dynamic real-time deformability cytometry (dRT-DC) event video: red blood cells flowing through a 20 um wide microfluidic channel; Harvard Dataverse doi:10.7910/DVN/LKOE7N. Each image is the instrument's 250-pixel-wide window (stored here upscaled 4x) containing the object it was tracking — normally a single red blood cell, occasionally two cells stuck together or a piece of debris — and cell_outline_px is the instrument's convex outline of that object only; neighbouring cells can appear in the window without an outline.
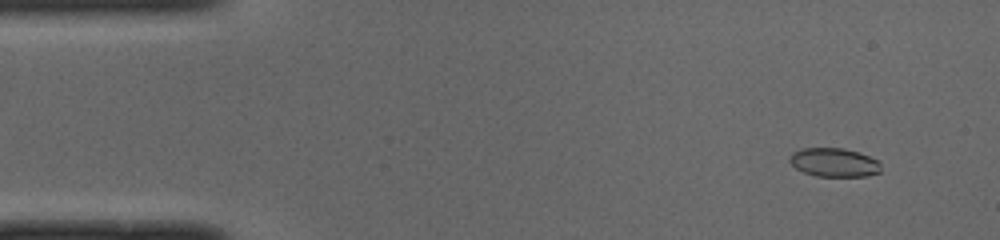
{"species": "common noctule bat (a hibernating species)", "species_latin": "Nyctalus noctula", "temperature_condition": "cold", "stored_images_in_passage": 49, "camera_frame_rate_fps": 3000, "um_per_image_px": 0.085, "animal": {"sex": "male", "body_mass_g": 19.0, "forearm_length_mm": 50.8}, "frame": {"image": 1, "passage_image": 3, "time_ms": 0.667, "image_size_px": [1000, 240], "cell_outline_px": [[880, 172], [868, 176], [816, 176], [804, 172], [796, 168], [788, 160], [788, 156], [792, 152], [800, 148], [844, 148], [880, 160]], "centroid_in_image_um": [70.88, 13.8], "position_along_channel_um": 14.1, "area_um2": 15.37}}
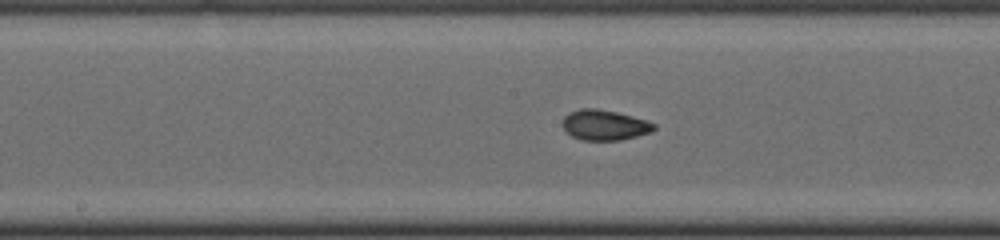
{"frame": {"image": 2, "passage_image": 24, "time_ms": 7.667, "image_size_px": [1000, 240], "cell_outline_px": [[656, 128], [652, 132], [620, 140], [580, 140], [572, 136], [560, 124], [564, 116], [568, 112], [580, 108], [596, 108], [616, 112], [648, 120], [656, 124]], "centroid_in_image_um": [51.37, 10.62], "position_along_channel_um": 196.8, "area_um2": 16.36}}
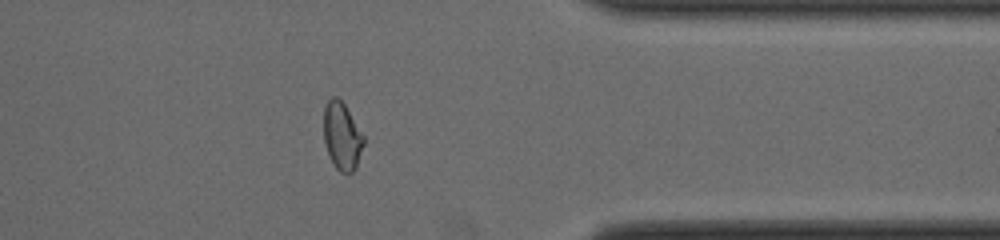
{"frame": {"image": 3, "passage_image": 39, "time_ms": 12.667, "image_size_px": [1000, 240], "cell_outline_px": [[364, 144], [356, 168], [352, 172], [340, 172], [336, 168], [328, 156], [324, 140], [324, 108], [328, 100], [332, 96], [336, 96], [344, 104], [364, 136]], "centroid_in_image_um": [29.06, 11.58], "position_along_channel_um": 382.3, "area_um2": 15.66}, "authors_computed_cell_mechanics": {"area_um2": 16.0684, "velocity_mm_per_s": 3.993, "shape_relaxation_time_tau1_ms": null, "shape_relaxation_time_tau2_ms": 1.2315, "deformation_change_tau1": null, "deformation_change_tau2": 0.053}}